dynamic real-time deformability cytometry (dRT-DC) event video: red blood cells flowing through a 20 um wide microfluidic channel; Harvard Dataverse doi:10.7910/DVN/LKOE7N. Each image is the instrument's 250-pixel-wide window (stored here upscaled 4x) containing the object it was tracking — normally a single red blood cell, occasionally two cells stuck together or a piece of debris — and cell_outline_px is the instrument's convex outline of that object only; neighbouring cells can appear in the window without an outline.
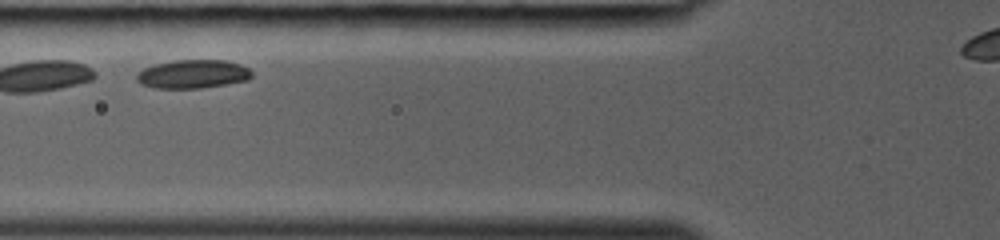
{"species": "common noctule bat (a hibernating species)", "species_latin": "Nyctalus noctula", "temperature_condition": "room temperature", "stored_images_in_passage": 21, "camera_frame_rate_fps": 3000, "um_per_image_px": 0.085, "animal": {"sex": "female", "body_mass_g": 19.0, "forearm_length_mm": 53.3}, "frame": {"image": 1, "passage_image": 4, "time_ms": 1.0, "image_size_px": [1000, 240], "cell_outline_px": [[252, 76], [248, 80], [200, 88], [152, 88], [140, 84], [136, 80], [136, 76], [144, 68], [156, 64], [172, 60], [224, 60], [240, 64], [248, 68], [252, 72]], "centroid_in_image_um": [16.38, 6.29], "position_along_channel_um": 109.4, "area_um2": 19.13}}
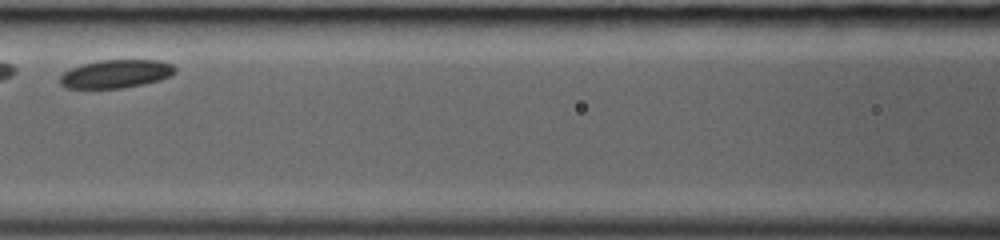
{"frame": {"image": 2, "passage_image": 7, "time_ms": 2.0, "image_size_px": [1000, 240], "cell_outline_px": [[176, 72], [160, 80], [144, 84], [124, 88], [64, 88], [60, 84], [60, 76], [64, 72], [80, 64], [96, 60], [160, 60], [172, 64], [176, 68]], "centroid_in_image_um": [9.85, 6.27], "position_along_channel_um": 156.8, "area_um2": 19.13}}